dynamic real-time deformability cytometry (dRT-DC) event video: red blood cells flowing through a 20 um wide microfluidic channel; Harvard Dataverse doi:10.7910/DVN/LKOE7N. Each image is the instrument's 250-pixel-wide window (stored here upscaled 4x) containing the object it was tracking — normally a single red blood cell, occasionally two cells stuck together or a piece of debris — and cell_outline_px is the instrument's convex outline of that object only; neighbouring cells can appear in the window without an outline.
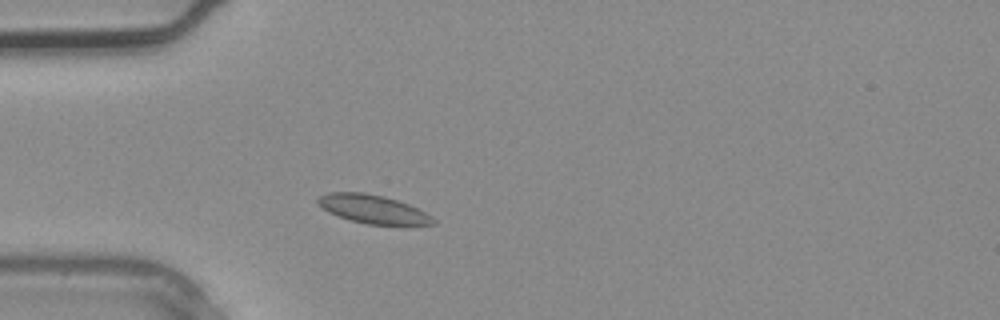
{"species": "common noctule bat (a hibernating species)", "species_latin": "Nyctalus noctula", "temperature_condition": "warm", "stored_images_in_passage": 1, "camera_frame_rate_fps": 3000, "um_per_image_px": 0.085, "animal": {"sex": "male", "body_mass_g": 20.4}, "frame": {"image": 1, "passage_image": 1, "time_ms": 0.0, "image_size_px": [1000, 320], "cell_outline_px": [[436, 224], [368, 224], [352, 220], [328, 212], [316, 200], [320, 196], [328, 192], [364, 192], [384, 196], [408, 204], [432, 216], [436, 220]], "centroid_in_image_um": [31.7, 17.76], "position_along_channel_um": 53.3, "area_um2": 18.73}}